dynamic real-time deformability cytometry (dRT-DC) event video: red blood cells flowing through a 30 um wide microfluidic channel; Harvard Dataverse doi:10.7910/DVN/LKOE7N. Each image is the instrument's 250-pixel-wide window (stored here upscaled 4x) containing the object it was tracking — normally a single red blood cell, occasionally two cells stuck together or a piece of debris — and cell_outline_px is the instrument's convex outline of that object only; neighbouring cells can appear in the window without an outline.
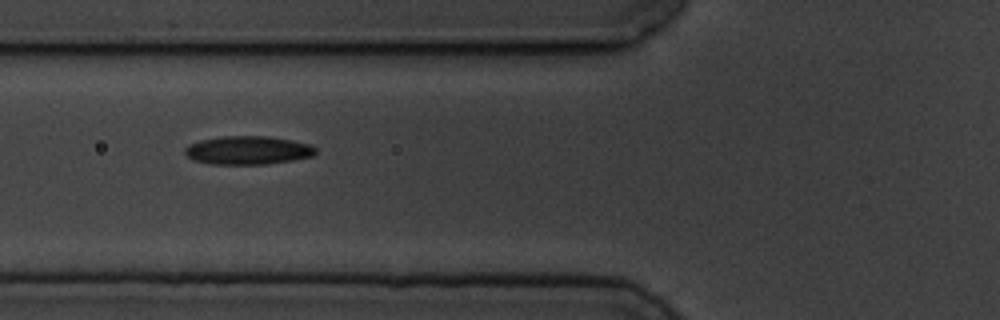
{"species": "common noctule bat (a hibernating species)", "species_latin": "Nyctalus noctula", "temperature_condition": "cold", "stored_images_in_passage": 7, "camera_frame_rate_fps": 3000, "um_per_image_px": 0.085, "animal": {"sex": "male", "body_mass_g": 19.5, "forearm_length_mm": 54.6}, "frame": {"image": 1, "passage_image": 6, "time_ms": 6.667, "image_size_px": [1000, 320], "cell_outline_px": [[316, 152], [312, 156], [292, 160], [264, 164], [212, 164], [192, 160], [184, 152], [184, 148], [188, 144], [200, 140], [224, 136], [268, 136], [292, 140], [312, 144], [316, 148]], "centroid_in_image_um": [21.06, 12.76], "position_along_channel_um": 104.7, "area_um2": 21.73}}
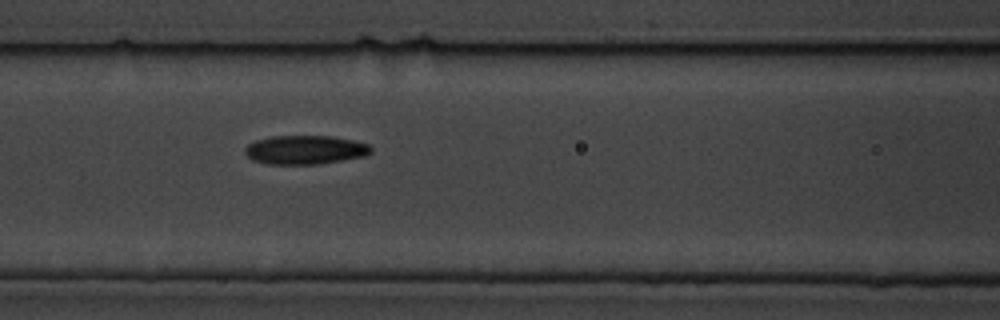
{"frame": {"image": 2, "passage_image": 7, "time_ms": 7.667, "image_size_px": [1000, 320], "cell_outline_px": [[372, 152], [364, 156], [316, 164], [268, 164], [252, 160], [244, 152], [244, 148], [248, 144], [256, 140], [272, 136], [332, 136], [352, 140], [368, 144], [372, 148]], "centroid_in_image_um": [25.91, 12.73], "position_along_channel_um": 140.7, "area_um2": 21.1}}